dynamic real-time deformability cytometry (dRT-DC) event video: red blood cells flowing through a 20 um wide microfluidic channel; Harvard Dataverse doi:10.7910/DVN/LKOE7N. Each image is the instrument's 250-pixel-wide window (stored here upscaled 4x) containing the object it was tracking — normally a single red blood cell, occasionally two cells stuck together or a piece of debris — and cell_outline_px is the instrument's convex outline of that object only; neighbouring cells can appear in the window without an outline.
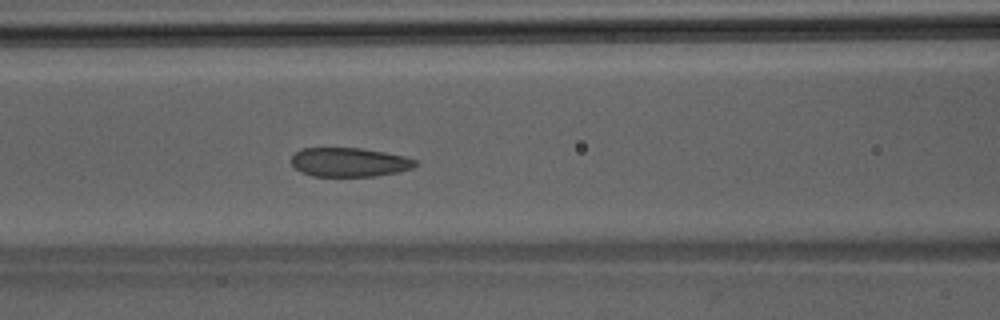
{"species": "Egyptian fruit bat (a non-hibernating species)", "species_latin": "Rousettus aegyptiacus", "temperature_condition": "room temperature", "stored_images_in_passage": 46, "camera_frame_rate_fps": 3000, "um_per_image_px": 0.085, "animal": {"sex": "male"}, "frame": {"image": 1, "passage_image": 20, "time_ms": 6.333, "image_size_px": [1000, 320], "cell_outline_px": [[420, 164], [412, 168], [396, 172], [372, 176], [312, 176], [300, 172], [292, 164], [292, 156], [296, 152], [304, 148], [360, 148], [384, 152], [404, 156], [416, 160]], "centroid_in_image_um": [29.7, 13.79], "position_along_channel_um": 136.9, "area_um2": 20.87}}
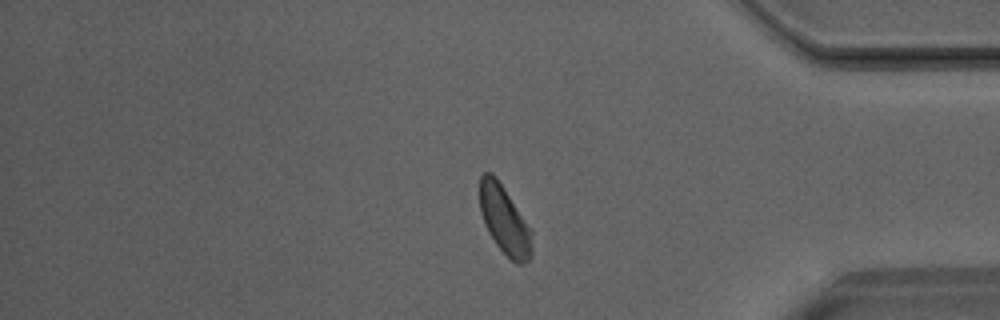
{"frame": {"image": 2, "passage_image": 39, "time_ms": 12.667, "image_size_px": [1000, 320], "cell_outline_px": [[532, 256], [524, 264], [516, 264], [496, 244], [488, 232], [484, 224], [480, 212], [480, 176], [484, 172], [492, 172], [496, 176], [532, 228]], "centroid_in_image_um": [42.9, 18.7], "position_along_channel_um": 392.3, "area_um2": 21.1}}
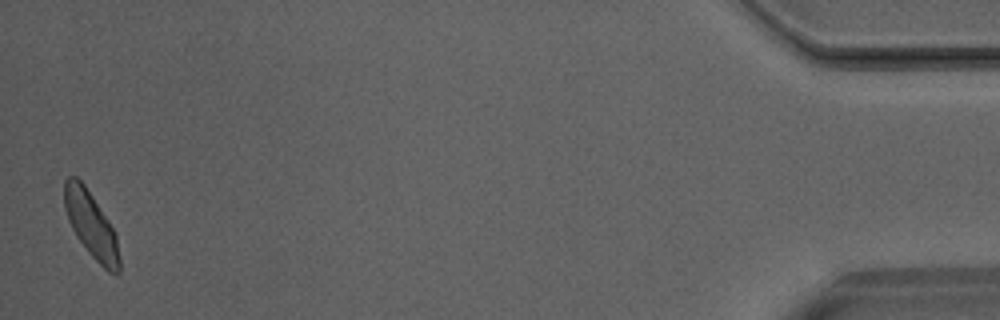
{"frame": {"image": 3, "passage_image": 46, "time_ms": 15.0, "image_size_px": [1000, 320], "cell_outline_px": [[120, 272], [116, 276], [108, 272], [88, 252], [76, 236], [68, 220], [64, 208], [64, 180], [68, 176], [76, 176], [84, 184], [108, 220], [116, 236], [120, 260]], "centroid_in_image_um": [7.74, 19.13], "position_along_channel_um": 427.5, "area_um2": 21.04}}